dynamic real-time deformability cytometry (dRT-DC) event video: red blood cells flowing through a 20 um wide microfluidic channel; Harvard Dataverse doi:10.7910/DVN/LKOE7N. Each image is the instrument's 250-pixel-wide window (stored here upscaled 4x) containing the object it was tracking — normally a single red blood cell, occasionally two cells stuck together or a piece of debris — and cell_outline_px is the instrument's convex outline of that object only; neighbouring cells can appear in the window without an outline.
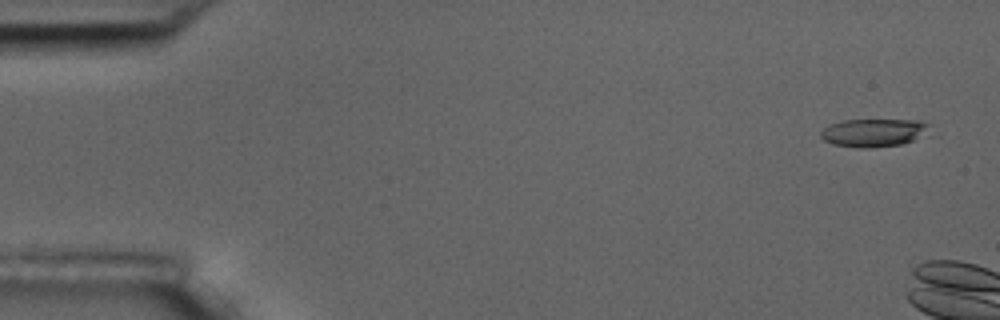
{"species": "common noctule bat (a hibernating species)", "species_latin": "Nyctalus noctula", "temperature_condition": "room temperature", "stored_images_in_passage": 7, "camera_frame_rate_fps": 3000, "um_per_image_px": 0.085, "animal": {"sex": "male", "body_mass_g": 17.5, "forearm_length_mm": 52.3}, "frame": {"image": 1, "passage_image": 1, "time_ms": 0.0, "image_size_px": [1000, 320], "cell_outline_px": [[928, 124], [912, 140], [900, 144], [868, 148], [856, 148], [832, 144], [824, 140], [820, 136], [820, 132], [824, 128], [832, 124], [844, 120], [920, 120]], "centroid_in_image_um": [74.11, 11.28], "position_along_channel_um": 10.9, "area_um2": 17.11}}